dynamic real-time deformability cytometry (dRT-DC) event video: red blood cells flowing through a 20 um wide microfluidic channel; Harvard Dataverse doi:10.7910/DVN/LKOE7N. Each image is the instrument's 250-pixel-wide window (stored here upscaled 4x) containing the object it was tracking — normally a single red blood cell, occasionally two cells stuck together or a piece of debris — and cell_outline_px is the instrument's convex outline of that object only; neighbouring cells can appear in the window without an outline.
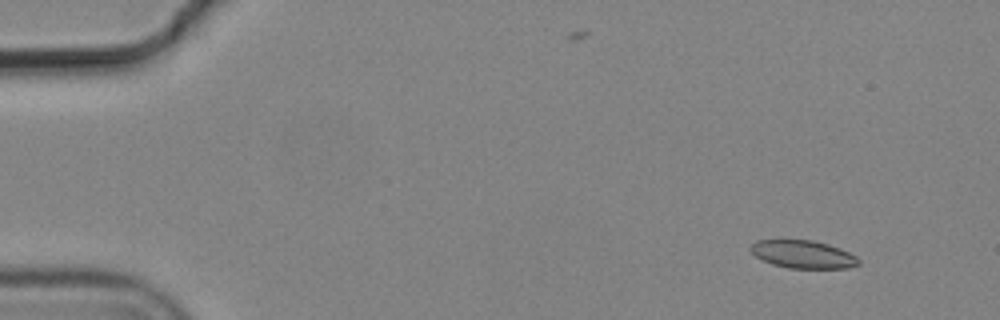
{"species": "common noctule bat (a hibernating species)", "species_latin": "Nyctalus noctula", "temperature_condition": "cold", "stored_images_in_passage": 5, "segment_of_instrument_passage": [2, 2], "camera_frame_rate_fps": 3000, "um_per_image_px": 0.085, "animal": {"sex": "male", "body_mass_g": 19.2, "forearm_length_mm": 51.8}, "frame": {"image": 1, "passage_image": 5, "time_ms": 1.333, "image_size_px": [1000, 320], "cell_outline_px": [[860, 264], [848, 268], [788, 268], [772, 264], [756, 256], [748, 248], [756, 240], [812, 240], [828, 244], [840, 248], [856, 256], [860, 260]], "centroid_in_image_um": [68.27, 21.61], "position_along_channel_um": 16.7, "area_um2": 17.51}}